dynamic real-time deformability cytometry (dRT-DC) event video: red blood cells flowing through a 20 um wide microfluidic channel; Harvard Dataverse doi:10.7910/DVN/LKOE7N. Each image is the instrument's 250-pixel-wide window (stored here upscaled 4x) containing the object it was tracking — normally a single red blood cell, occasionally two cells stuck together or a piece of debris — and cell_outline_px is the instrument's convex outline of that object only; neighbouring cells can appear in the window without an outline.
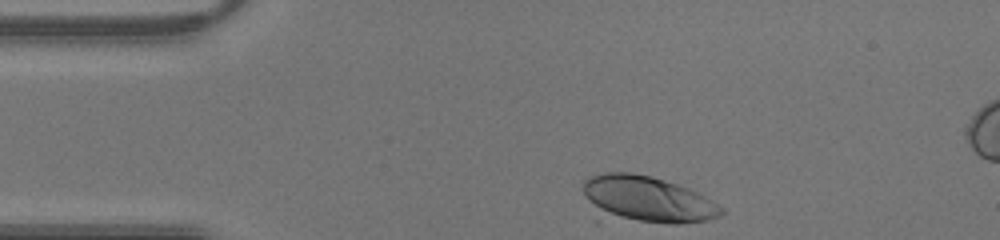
{"species": "human", "species_latin": "Homo sapiens", "temperature_condition": "warm", "stored_images_in_passage": 27, "camera_frame_rate_fps": 3000, "um_per_image_px": 0.085, "donor": {"sex": "male"}, "frame": {"image": 1, "passage_image": 1, "time_ms": 0.0, "image_size_px": [1000, 240], "cell_outline_px": [[724, 212], [720, 216], [708, 220], [676, 224], [668, 224], [640, 220], [600, 212], [584, 196], [580, 188], [584, 180], [588, 176], [604, 172], [632, 172], [652, 176], [688, 188], [704, 196], [724, 208]], "centroid_in_image_um": [55.04, 16.89], "position_along_channel_um": 30.0, "area_um2": 36.59}}
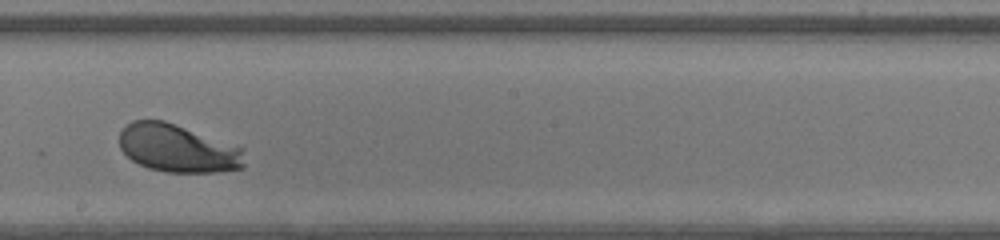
{"frame": {"image": 2, "passage_image": 17, "time_ms": 5.333, "image_size_px": [1000, 240], "cell_outline_px": [[244, 168], [216, 172], [168, 172], [148, 168], [132, 160], [120, 148], [120, 132], [132, 120], [164, 120], [244, 148]], "centroid_in_image_um": [15.13, 12.61], "position_along_channel_um": 233.1, "area_um2": 34.8}}
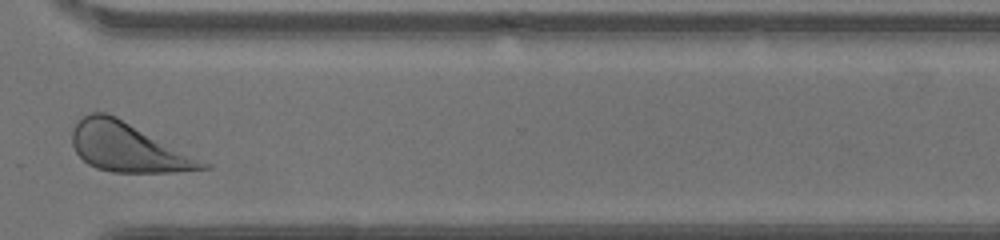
{"frame": {"image": 3, "passage_image": 25, "time_ms": 8.0, "image_size_px": [1000, 240], "cell_outline_px": [[212, 168], [172, 172], [112, 172], [96, 168], [88, 164], [76, 152], [72, 144], [72, 132], [76, 124], [84, 116], [92, 112], [104, 112], [116, 116], [212, 164]], "centroid_in_image_um": [10.91, 12.53], "position_along_channel_um": 359.7, "area_um2": 36.99}}